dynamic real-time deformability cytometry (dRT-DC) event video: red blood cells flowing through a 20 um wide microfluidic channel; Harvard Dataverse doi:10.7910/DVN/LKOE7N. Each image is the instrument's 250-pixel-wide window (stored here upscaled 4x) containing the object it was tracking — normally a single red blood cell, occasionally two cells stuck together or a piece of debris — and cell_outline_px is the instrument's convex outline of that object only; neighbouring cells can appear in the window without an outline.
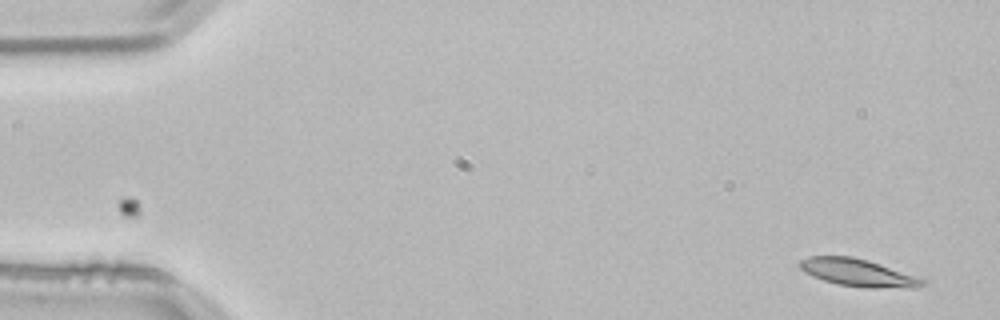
{"species": "common noctule bat (a hibernating species)", "species_latin": "Nyctalus noctula", "temperature_condition": "room temperature", "stored_images_in_passage": 5, "segment_of_instrument_passage": [2, 2], "camera_frame_rate_fps": 3000, "um_per_image_px": 0.085, "animal": {"sex": "male", "body_mass_g": 21.5, "forearm_length_mm": 52.0}, "frame": {"image": 1, "passage_image": 5, "time_ms": 1.333, "image_size_px": [1000, 320], "cell_outline_px": [[928, 280], [924, 284], [916, 288], [868, 288], [836, 284], [812, 276], [804, 272], [800, 268], [800, 260], [808, 256], [852, 256], [868, 260]], "centroid_in_image_um": [72.94, 23.18], "position_along_channel_um": 12.1, "area_um2": 19.71}}